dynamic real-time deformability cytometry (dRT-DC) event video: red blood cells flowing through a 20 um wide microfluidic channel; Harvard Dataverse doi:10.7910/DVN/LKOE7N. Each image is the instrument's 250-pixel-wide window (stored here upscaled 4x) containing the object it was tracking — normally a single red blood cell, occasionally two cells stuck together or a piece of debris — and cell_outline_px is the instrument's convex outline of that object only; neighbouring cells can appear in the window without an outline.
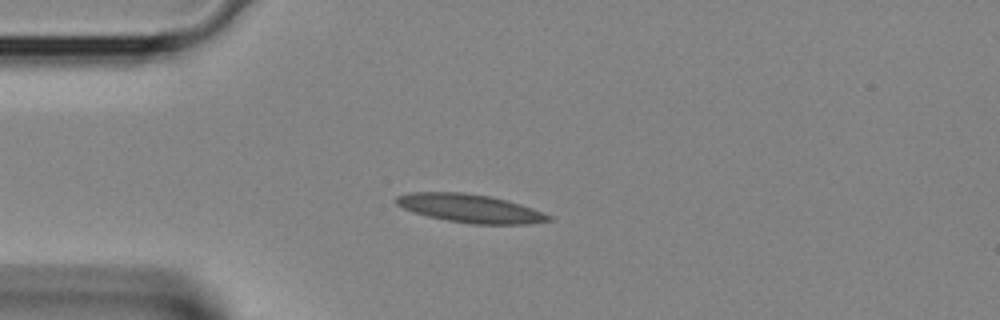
{"species": "Egyptian fruit bat (a non-hibernating species)", "species_latin": "Rousettus aegyptiacus", "temperature_condition": "room temperature", "stored_images_in_passage": 37, "camera_frame_rate_fps": 3000, "um_per_image_px": 0.085, "animal": {"sex": "female"}, "frame": {"image": 1, "passage_image": 8, "time_ms": 2.333, "image_size_px": [1000, 320], "cell_outline_px": [[552, 220], [528, 224], [472, 224], [448, 220], [428, 216], [404, 208], [396, 204], [396, 196], [408, 192], [464, 192], [492, 196], [508, 200], [532, 208], [552, 216]], "centroid_in_image_um": [39.98, 17.7], "position_along_channel_um": 45.0, "area_um2": 25.14}}
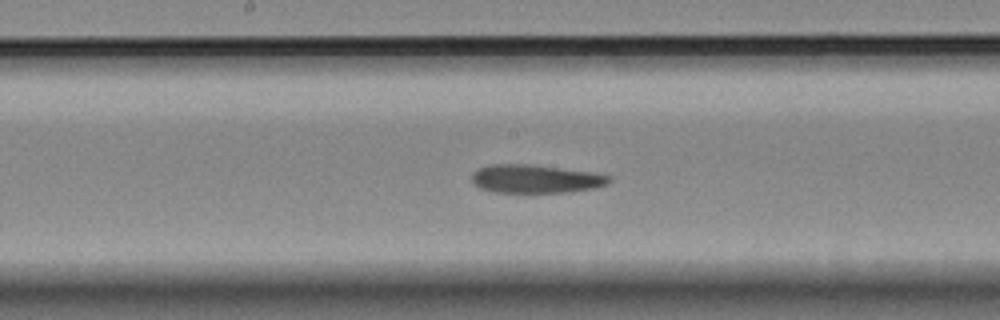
{"frame": {"image": 2, "passage_image": 18, "time_ms": 5.667, "image_size_px": [1000, 320], "cell_outline_px": [[612, 180], [604, 184], [592, 188], [564, 192], [492, 192], [480, 188], [472, 180], [472, 172], [488, 164], [528, 164], [596, 172], [612, 176]], "centroid_in_image_um": [45.52, 15.19], "position_along_channel_um": 202.7, "area_um2": 22.6}}
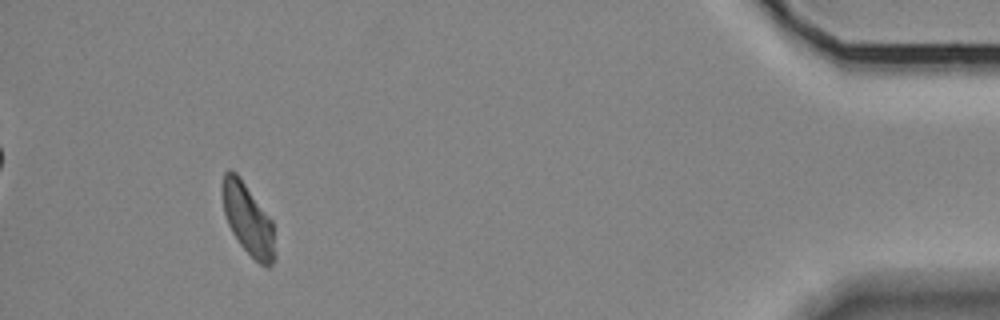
{"frame": {"image": 3, "passage_image": 34, "time_ms": 11.0, "image_size_px": [1000, 320], "cell_outline_px": [[276, 256], [272, 264], [268, 268], [260, 264], [240, 244], [232, 232], [228, 224], [224, 212], [220, 188], [220, 184], [224, 172], [228, 168], [232, 168], [240, 176], [272, 220]], "centroid_in_image_um": [21.05, 18.58], "position_along_channel_um": 414.1, "area_um2": 22.2}}